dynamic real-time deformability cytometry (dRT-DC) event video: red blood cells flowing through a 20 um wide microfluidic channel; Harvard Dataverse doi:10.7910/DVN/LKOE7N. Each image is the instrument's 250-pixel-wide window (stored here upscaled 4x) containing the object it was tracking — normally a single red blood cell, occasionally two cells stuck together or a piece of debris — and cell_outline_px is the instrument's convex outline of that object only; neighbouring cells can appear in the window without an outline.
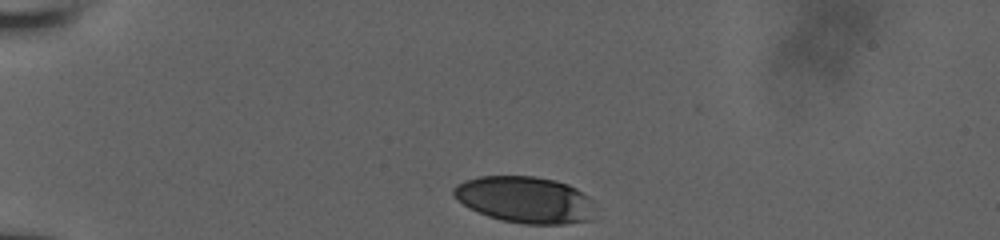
{"species": "human", "species_latin": "Homo sapiens", "temperature_condition": "room temperature", "stored_images_in_passage": 7, "camera_frame_rate_fps": 3000, "um_per_image_px": 0.085, "donor": {"sex": "male"}, "frame": {"image": 1, "passage_image": 1, "time_ms": 0.0, "image_size_px": [1000, 240], "cell_outline_px": [[592, 220], [564, 224], [524, 224], [500, 220], [488, 216], [456, 200], [452, 192], [452, 188], [456, 184], [464, 180], [480, 176], [536, 176], [556, 180], [568, 184], [576, 188], [588, 196], [592, 200]], "centroid_in_image_um": [44.62, 16.96], "position_along_channel_um": 40.4, "area_um2": 38.49}}
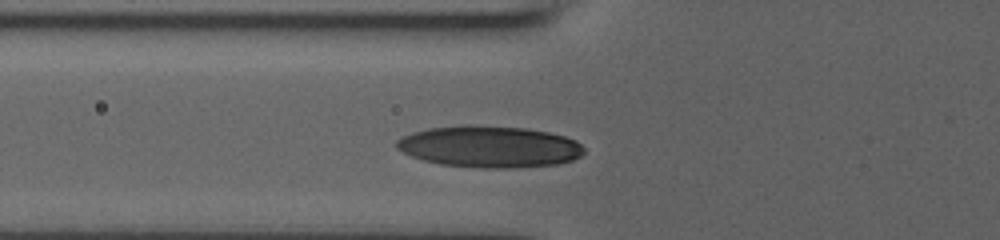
{"frame": {"image": 2, "passage_image": 5, "time_ms": 2.667, "image_size_px": [1000, 240], "cell_outline_px": [[584, 152], [580, 156], [572, 160], [556, 164], [512, 168], [484, 168], [440, 164], [424, 160], [412, 156], [396, 148], [396, 140], [412, 132], [428, 128], [464, 124], [468, 124], [528, 128], [548, 132], [564, 136], [576, 140], [584, 148]], "centroid_in_image_um": [41.6, 12.45], "position_along_channel_um": 84.2, "area_um2": 45.55}}
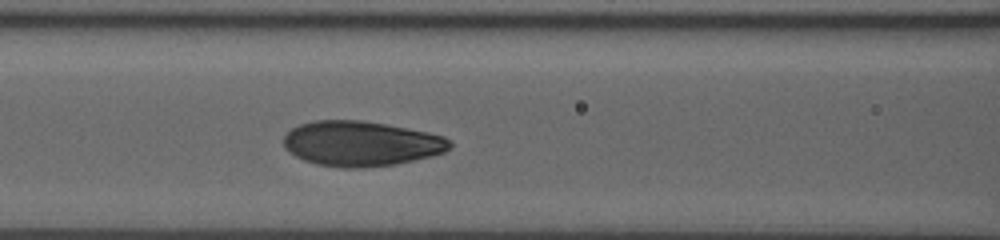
{"frame": {"image": 3, "passage_image": 7, "time_ms": 4.0, "image_size_px": [1000, 240], "cell_outline_px": [[452, 144], [444, 152], [432, 156], [396, 164], [364, 168], [344, 168], [316, 164], [304, 160], [288, 152], [284, 148], [284, 136], [292, 128], [300, 124], [312, 120], [360, 120], [384, 124], [428, 132], [444, 136]], "centroid_in_image_um": [30.66, 12.21], "position_along_channel_um": 135.9, "area_um2": 43.64}}